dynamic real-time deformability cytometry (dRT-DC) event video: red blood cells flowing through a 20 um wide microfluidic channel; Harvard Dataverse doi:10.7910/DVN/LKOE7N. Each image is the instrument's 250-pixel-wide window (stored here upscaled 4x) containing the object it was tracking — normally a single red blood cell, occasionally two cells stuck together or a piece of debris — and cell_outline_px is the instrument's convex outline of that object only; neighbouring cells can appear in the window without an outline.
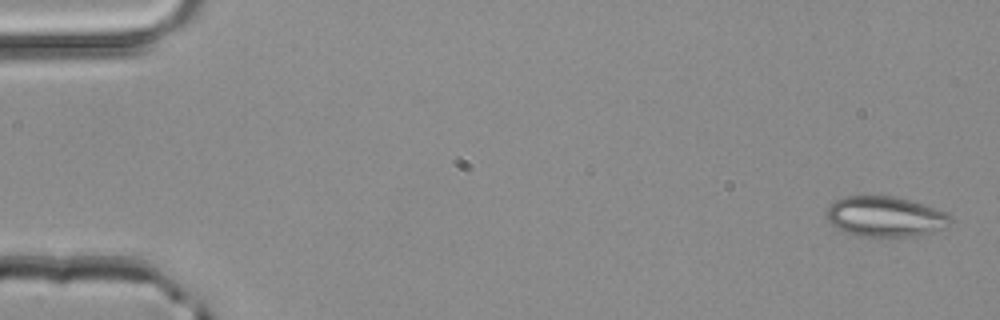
{"species": "common noctule bat (a hibernating species)", "species_latin": "Nyctalus noctula", "temperature_condition": "room temperature", "stored_images_in_passage": 4, "camera_frame_rate_fps": 3000, "um_per_image_px": 0.085, "animal": {"sex": "male", "body_mass_g": 20.4}, "frame": {"image": 1, "passage_image": 1, "time_ms": 0.0, "image_size_px": [1000, 320], "cell_outline_px": [[952, 220], [944, 228], [916, 236], [856, 236], [836, 228], [828, 220], [824, 212], [836, 200], [844, 196], [892, 196], [908, 200], [948, 212], [952, 216]], "centroid_in_image_um": [75.23, 18.41], "position_along_channel_um": 9.8, "area_um2": 29.02}}
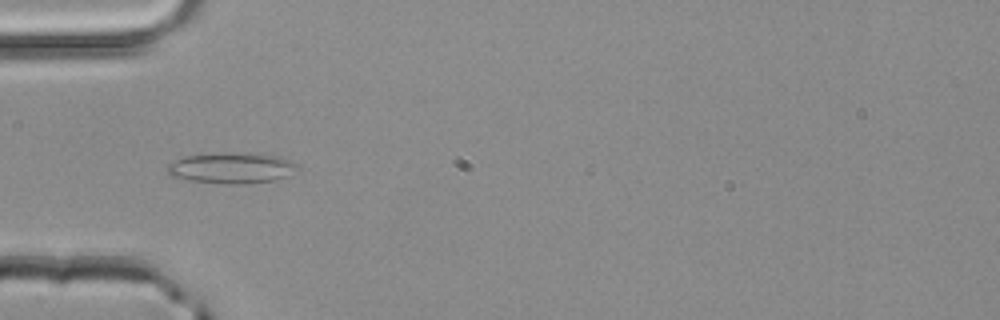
{"frame": {"image": 2, "passage_image": 4, "time_ms": 1.0, "image_size_px": [1000, 320], "cell_outline_px": [[296, 168], [284, 176], [276, 180], [244, 184], [228, 184], [192, 180], [172, 176], [168, 172], [168, 164], [184, 156], [212, 152], [228, 152], [280, 156], [292, 160], [296, 164]], "centroid_in_image_um": [19.66, 14.26], "position_along_channel_um": 65.3, "area_um2": 23.18}}